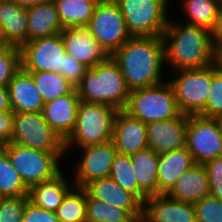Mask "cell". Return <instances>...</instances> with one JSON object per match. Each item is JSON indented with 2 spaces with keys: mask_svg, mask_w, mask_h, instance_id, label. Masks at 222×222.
I'll return each instance as SVG.
<instances>
[{
  "mask_svg": "<svg viewBox=\"0 0 222 222\" xmlns=\"http://www.w3.org/2000/svg\"><path fill=\"white\" fill-rule=\"evenodd\" d=\"M111 58L118 65L130 91L163 82L166 65L162 36L130 37Z\"/></svg>",
  "mask_w": 222,
  "mask_h": 222,
  "instance_id": "cell-1",
  "label": "cell"
},
{
  "mask_svg": "<svg viewBox=\"0 0 222 222\" xmlns=\"http://www.w3.org/2000/svg\"><path fill=\"white\" fill-rule=\"evenodd\" d=\"M165 61L173 71L199 69L218 61L212 42V32L200 26L178 23L169 19L162 34Z\"/></svg>",
  "mask_w": 222,
  "mask_h": 222,
  "instance_id": "cell-2",
  "label": "cell"
},
{
  "mask_svg": "<svg viewBox=\"0 0 222 222\" xmlns=\"http://www.w3.org/2000/svg\"><path fill=\"white\" fill-rule=\"evenodd\" d=\"M75 88L80 101L104 104L117 110L125 108L130 94L121 70L111 57L88 68Z\"/></svg>",
  "mask_w": 222,
  "mask_h": 222,
  "instance_id": "cell-3",
  "label": "cell"
},
{
  "mask_svg": "<svg viewBox=\"0 0 222 222\" xmlns=\"http://www.w3.org/2000/svg\"><path fill=\"white\" fill-rule=\"evenodd\" d=\"M117 112L112 106L80 101L76 125L65 141V151H70L71 147L83 148L112 141Z\"/></svg>",
  "mask_w": 222,
  "mask_h": 222,
  "instance_id": "cell-4",
  "label": "cell"
},
{
  "mask_svg": "<svg viewBox=\"0 0 222 222\" xmlns=\"http://www.w3.org/2000/svg\"><path fill=\"white\" fill-rule=\"evenodd\" d=\"M123 110L146 125L181 114L173 88L165 79L159 84L130 91Z\"/></svg>",
  "mask_w": 222,
  "mask_h": 222,
  "instance_id": "cell-5",
  "label": "cell"
},
{
  "mask_svg": "<svg viewBox=\"0 0 222 222\" xmlns=\"http://www.w3.org/2000/svg\"><path fill=\"white\" fill-rule=\"evenodd\" d=\"M0 147L8 154L12 166L28 189L54 178L62 171L59 163L66 152L42 151L12 142Z\"/></svg>",
  "mask_w": 222,
  "mask_h": 222,
  "instance_id": "cell-6",
  "label": "cell"
},
{
  "mask_svg": "<svg viewBox=\"0 0 222 222\" xmlns=\"http://www.w3.org/2000/svg\"><path fill=\"white\" fill-rule=\"evenodd\" d=\"M170 0H114L131 37L162 36L170 16ZM169 7H168V6Z\"/></svg>",
  "mask_w": 222,
  "mask_h": 222,
  "instance_id": "cell-7",
  "label": "cell"
},
{
  "mask_svg": "<svg viewBox=\"0 0 222 222\" xmlns=\"http://www.w3.org/2000/svg\"><path fill=\"white\" fill-rule=\"evenodd\" d=\"M171 84L176 103L185 115H200L206 108L212 83V65L199 69H180L173 72Z\"/></svg>",
  "mask_w": 222,
  "mask_h": 222,
  "instance_id": "cell-8",
  "label": "cell"
},
{
  "mask_svg": "<svg viewBox=\"0 0 222 222\" xmlns=\"http://www.w3.org/2000/svg\"><path fill=\"white\" fill-rule=\"evenodd\" d=\"M12 143L48 152H66L65 141L51 128L42 112L14 113Z\"/></svg>",
  "mask_w": 222,
  "mask_h": 222,
  "instance_id": "cell-9",
  "label": "cell"
},
{
  "mask_svg": "<svg viewBox=\"0 0 222 222\" xmlns=\"http://www.w3.org/2000/svg\"><path fill=\"white\" fill-rule=\"evenodd\" d=\"M87 28L110 56L131 37L114 0H103L97 4Z\"/></svg>",
  "mask_w": 222,
  "mask_h": 222,
  "instance_id": "cell-10",
  "label": "cell"
},
{
  "mask_svg": "<svg viewBox=\"0 0 222 222\" xmlns=\"http://www.w3.org/2000/svg\"><path fill=\"white\" fill-rule=\"evenodd\" d=\"M185 147L198 164L222 157V133L217 121L201 115H190Z\"/></svg>",
  "mask_w": 222,
  "mask_h": 222,
  "instance_id": "cell-11",
  "label": "cell"
},
{
  "mask_svg": "<svg viewBox=\"0 0 222 222\" xmlns=\"http://www.w3.org/2000/svg\"><path fill=\"white\" fill-rule=\"evenodd\" d=\"M20 52L23 70L58 72L63 75L66 50L61 33L26 42Z\"/></svg>",
  "mask_w": 222,
  "mask_h": 222,
  "instance_id": "cell-12",
  "label": "cell"
},
{
  "mask_svg": "<svg viewBox=\"0 0 222 222\" xmlns=\"http://www.w3.org/2000/svg\"><path fill=\"white\" fill-rule=\"evenodd\" d=\"M81 157L75 165L74 186L84 188L96 179L109 177L118 151L113 141L77 148ZM77 169V170H76Z\"/></svg>",
  "mask_w": 222,
  "mask_h": 222,
  "instance_id": "cell-13",
  "label": "cell"
},
{
  "mask_svg": "<svg viewBox=\"0 0 222 222\" xmlns=\"http://www.w3.org/2000/svg\"><path fill=\"white\" fill-rule=\"evenodd\" d=\"M60 33L66 53L88 68L106 62L111 57L87 27H69Z\"/></svg>",
  "mask_w": 222,
  "mask_h": 222,
  "instance_id": "cell-14",
  "label": "cell"
},
{
  "mask_svg": "<svg viewBox=\"0 0 222 222\" xmlns=\"http://www.w3.org/2000/svg\"><path fill=\"white\" fill-rule=\"evenodd\" d=\"M188 118L181 113L175 118L147 124L148 148L162 154L185 147Z\"/></svg>",
  "mask_w": 222,
  "mask_h": 222,
  "instance_id": "cell-15",
  "label": "cell"
},
{
  "mask_svg": "<svg viewBox=\"0 0 222 222\" xmlns=\"http://www.w3.org/2000/svg\"><path fill=\"white\" fill-rule=\"evenodd\" d=\"M142 222H197L193 203L170 198L167 194L148 196L143 203Z\"/></svg>",
  "mask_w": 222,
  "mask_h": 222,
  "instance_id": "cell-16",
  "label": "cell"
},
{
  "mask_svg": "<svg viewBox=\"0 0 222 222\" xmlns=\"http://www.w3.org/2000/svg\"><path fill=\"white\" fill-rule=\"evenodd\" d=\"M112 141L120 154L132 155L148 148L147 125L124 110H118Z\"/></svg>",
  "mask_w": 222,
  "mask_h": 222,
  "instance_id": "cell-17",
  "label": "cell"
},
{
  "mask_svg": "<svg viewBox=\"0 0 222 222\" xmlns=\"http://www.w3.org/2000/svg\"><path fill=\"white\" fill-rule=\"evenodd\" d=\"M84 189L92 199L126 210L134 219H142L143 203L110 176L91 181Z\"/></svg>",
  "mask_w": 222,
  "mask_h": 222,
  "instance_id": "cell-18",
  "label": "cell"
},
{
  "mask_svg": "<svg viewBox=\"0 0 222 222\" xmlns=\"http://www.w3.org/2000/svg\"><path fill=\"white\" fill-rule=\"evenodd\" d=\"M79 102L80 98L75 88L69 94L44 103L42 113L45 120L64 141L75 128Z\"/></svg>",
  "mask_w": 222,
  "mask_h": 222,
  "instance_id": "cell-19",
  "label": "cell"
},
{
  "mask_svg": "<svg viewBox=\"0 0 222 222\" xmlns=\"http://www.w3.org/2000/svg\"><path fill=\"white\" fill-rule=\"evenodd\" d=\"M11 111L13 113L42 112L44 101L32 76L22 68L8 84Z\"/></svg>",
  "mask_w": 222,
  "mask_h": 222,
  "instance_id": "cell-20",
  "label": "cell"
},
{
  "mask_svg": "<svg viewBox=\"0 0 222 222\" xmlns=\"http://www.w3.org/2000/svg\"><path fill=\"white\" fill-rule=\"evenodd\" d=\"M195 163L186 147L159 154L157 194H168L178 179Z\"/></svg>",
  "mask_w": 222,
  "mask_h": 222,
  "instance_id": "cell-21",
  "label": "cell"
},
{
  "mask_svg": "<svg viewBox=\"0 0 222 222\" xmlns=\"http://www.w3.org/2000/svg\"><path fill=\"white\" fill-rule=\"evenodd\" d=\"M167 195L187 203H195L210 195L208 175L203 164L196 163L182 174Z\"/></svg>",
  "mask_w": 222,
  "mask_h": 222,
  "instance_id": "cell-22",
  "label": "cell"
},
{
  "mask_svg": "<svg viewBox=\"0 0 222 222\" xmlns=\"http://www.w3.org/2000/svg\"><path fill=\"white\" fill-rule=\"evenodd\" d=\"M28 9L11 0H0V25L11 46L21 48L27 42Z\"/></svg>",
  "mask_w": 222,
  "mask_h": 222,
  "instance_id": "cell-23",
  "label": "cell"
},
{
  "mask_svg": "<svg viewBox=\"0 0 222 222\" xmlns=\"http://www.w3.org/2000/svg\"><path fill=\"white\" fill-rule=\"evenodd\" d=\"M27 42L60 33L63 27L54 1L28 8Z\"/></svg>",
  "mask_w": 222,
  "mask_h": 222,
  "instance_id": "cell-24",
  "label": "cell"
},
{
  "mask_svg": "<svg viewBox=\"0 0 222 222\" xmlns=\"http://www.w3.org/2000/svg\"><path fill=\"white\" fill-rule=\"evenodd\" d=\"M64 174L62 170L54 178L32 186L29 189V201L39 208L56 212L65 195L74 187Z\"/></svg>",
  "mask_w": 222,
  "mask_h": 222,
  "instance_id": "cell-25",
  "label": "cell"
},
{
  "mask_svg": "<svg viewBox=\"0 0 222 222\" xmlns=\"http://www.w3.org/2000/svg\"><path fill=\"white\" fill-rule=\"evenodd\" d=\"M134 176L138 186L148 195L157 194L159 154L152 149H145L130 155Z\"/></svg>",
  "mask_w": 222,
  "mask_h": 222,
  "instance_id": "cell-26",
  "label": "cell"
},
{
  "mask_svg": "<svg viewBox=\"0 0 222 222\" xmlns=\"http://www.w3.org/2000/svg\"><path fill=\"white\" fill-rule=\"evenodd\" d=\"M63 29L87 27L95 8L103 0H53Z\"/></svg>",
  "mask_w": 222,
  "mask_h": 222,
  "instance_id": "cell-27",
  "label": "cell"
},
{
  "mask_svg": "<svg viewBox=\"0 0 222 222\" xmlns=\"http://www.w3.org/2000/svg\"><path fill=\"white\" fill-rule=\"evenodd\" d=\"M187 15L185 24L200 26L212 32L215 28L222 0H182Z\"/></svg>",
  "mask_w": 222,
  "mask_h": 222,
  "instance_id": "cell-28",
  "label": "cell"
},
{
  "mask_svg": "<svg viewBox=\"0 0 222 222\" xmlns=\"http://www.w3.org/2000/svg\"><path fill=\"white\" fill-rule=\"evenodd\" d=\"M40 92L44 103L72 92L75 87L60 73L49 71H26Z\"/></svg>",
  "mask_w": 222,
  "mask_h": 222,
  "instance_id": "cell-29",
  "label": "cell"
},
{
  "mask_svg": "<svg viewBox=\"0 0 222 222\" xmlns=\"http://www.w3.org/2000/svg\"><path fill=\"white\" fill-rule=\"evenodd\" d=\"M110 177L124 190L135 195L142 203L146 201L148 195L138 186L130 155L120 153L116 155Z\"/></svg>",
  "mask_w": 222,
  "mask_h": 222,
  "instance_id": "cell-30",
  "label": "cell"
},
{
  "mask_svg": "<svg viewBox=\"0 0 222 222\" xmlns=\"http://www.w3.org/2000/svg\"><path fill=\"white\" fill-rule=\"evenodd\" d=\"M55 213L59 222H87L86 190L74 186L65 195Z\"/></svg>",
  "mask_w": 222,
  "mask_h": 222,
  "instance_id": "cell-31",
  "label": "cell"
},
{
  "mask_svg": "<svg viewBox=\"0 0 222 222\" xmlns=\"http://www.w3.org/2000/svg\"><path fill=\"white\" fill-rule=\"evenodd\" d=\"M29 189L14 169L8 154L0 147V197L28 196Z\"/></svg>",
  "mask_w": 222,
  "mask_h": 222,
  "instance_id": "cell-32",
  "label": "cell"
},
{
  "mask_svg": "<svg viewBox=\"0 0 222 222\" xmlns=\"http://www.w3.org/2000/svg\"><path fill=\"white\" fill-rule=\"evenodd\" d=\"M86 216L87 222H131L134 219L126 210L92 199L87 192Z\"/></svg>",
  "mask_w": 222,
  "mask_h": 222,
  "instance_id": "cell-33",
  "label": "cell"
},
{
  "mask_svg": "<svg viewBox=\"0 0 222 222\" xmlns=\"http://www.w3.org/2000/svg\"><path fill=\"white\" fill-rule=\"evenodd\" d=\"M222 113V66L220 62L212 64V83L206 108L200 114L204 117L214 118Z\"/></svg>",
  "mask_w": 222,
  "mask_h": 222,
  "instance_id": "cell-34",
  "label": "cell"
},
{
  "mask_svg": "<svg viewBox=\"0 0 222 222\" xmlns=\"http://www.w3.org/2000/svg\"><path fill=\"white\" fill-rule=\"evenodd\" d=\"M20 69V48L14 46L0 48V87L8 88L9 82Z\"/></svg>",
  "mask_w": 222,
  "mask_h": 222,
  "instance_id": "cell-35",
  "label": "cell"
},
{
  "mask_svg": "<svg viewBox=\"0 0 222 222\" xmlns=\"http://www.w3.org/2000/svg\"><path fill=\"white\" fill-rule=\"evenodd\" d=\"M197 222H222V200L208 195L193 203Z\"/></svg>",
  "mask_w": 222,
  "mask_h": 222,
  "instance_id": "cell-36",
  "label": "cell"
},
{
  "mask_svg": "<svg viewBox=\"0 0 222 222\" xmlns=\"http://www.w3.org/2000/svg\"><path fill=\"white\" fill-rule=\"evenodd\" d=\"M28 196L0 197V222H22Z\"/></svg>",
  "mask_w": 222,
  "mask_h": 222,
  "instance_id": "cell-37",
  "label": "cell"
},
{
  "mask_svg": "<svg viewBox=\"0 0 222 222\" xmlns=\"http://www.w3.org/2000/svg\"><path fill=\"white\" fill-rule=\"evenodd\" d=\"M208 175L210 195L222 200V157L203 164Z\"/></svg>",
  "mask_w": 222,
  "mask_h": 222,
  "instance_id": "cell-38",
  "label": "cell"
},
{
  "mask_svg": "<svg viewBox=\"0 0 222 222\" xmlns=\"http://www.w3.org/2000/svg\"><path fill=\"white\" fill-rule=\"evenodd\" d=\"M88 67L77 61L69 54H65L63 63V76L76 87L83 78Z\"/></svg>",
  "mask_w": 222,
  "mask_h": 222,
  "instance_id": "cell-39",
  "label": "cell"
},
{
  "mask_svg": "<svg viewBox=\"0 0 222 222\" xmlns=\"http://www.w3.org/2000/svg\"><path fill=\"white\" fill-rule=\"evenodd\" d=\"M22 222H59L56 213L39 208L28 201L25 205Z\"/></svg>",
  "mask_w": 222,
  "mask_h": 222,
  "instance_id": "cell-40",
  "label": "cell"
},
{
  "mask_svg": "<svg viewBox=\"0 0 222 222\" xmlns=\"http://www.w3.org/2000/svg\"><path fill=\"white\" fill-rule=\"evenodd\" d=\"M14 113L0 111V145L11 141L13 136Z\"/></svg>",
  "mask_w": 222,
  "mask_h": 222,
  "instance_id": "cell-41",
  "label": "cell"
},
{
  "mask_svg": "<svg viewBox=\"0 0 222 222\" xmlns=\"http://www.w3.org/2000/svg\"><path fill=\"white\" fill-rule=\"evenodd\" d=\"M212 42L215 50L219 52L222 49V4L218 12L215 28L212 31Z\"/></svg>",
  "mask_w": 222,
  "mask_h": 222,
  "instance_id": "cell-42",
  "label": "cell"
},
{
  "mask_svg": "<svg viewBox=\"0 0 222 222\" xmlns=\"http://www.w3.org/2000/svg\"><path fill=\"white\" fill-rule=\"evenodd\" d=\"M0 111H11L8 88L0 87Z\"/></svg>",
  "mask_w": 222,
  "mask_h": 222,
  "instance_id": "cell-43",
  "label": "cell"
},
{
  "mask_svg": "<svg viewBox=\"0 0 222 222\" xmlns=\"http://www.w3.org/2000/svg\"><path fill=\"white\" fill-rule=\"evenodd\" d=\"M13 1L15 4L19 5L22 8H30L32 6L35 5H39L42 3H47L53 0H11Z\"/></svg>",
  "mask_w": 222,
  "mask_h": 222,
  "instance_id": "cell-44",
  "label": "cell"
},
{
  "mask_svg": "<svg viewBox=\"0 0 222 222\" xmlns=\"http://www.w3.org/2000/svg\"><path fill=\"white\" fill-rule=\"evenodd\" d=\"M5 47H11V45L8 43L4 35L3 28L0 25V48H5Z\"/></svg>",
  "mask_w": 222,
  "mask_h": 222,
  "instance_id": "cell-45",
  "label": "cell"
},
{
  "mask_svg": "<svg viewBox=\"0 0 222 222\" xmlns=\"http://www.w3.org/2000/svg\"><path fill=\"white\" fill-rule=\"evenodd\" d=\"M214 119L217 121L220 132L222 133V113L218 114L216 117H214Z\"/></svg>",
  "mask_w": 222,
  "mask_h": 222,
  "instance_id": "cell-46",
  "label": "cell"
},
{
  "mask_svg": "<svg viewBox=\"0 0 222 222\" xmlns=\"http://www.w3.org/2000/svg\"><path fill=\"white\" fill-rule=\"evenodd\" d=\"M218 61L220 62V65L222 66V49L218 52Z\"/></svg>",
  "mask_w": 222,
  "mask_h": 222,
  "instance_id": "cell-47",
  "label": "cell"
},
{
  "mask_svg": "<svg viewBox=\"0 0 222 222\" xmlns=\"http://www.w3.org/2000/svg\"><path fill=\"white\" fill-rule=\"evenodd\" d=\"M131 222H142V219H133Z\"/></svg>",
  "mask_w": 222,
  "mask_h": 222,
  "instance_id": "cell-48",
  "label": "cell"
}]
</instances>
